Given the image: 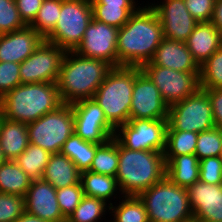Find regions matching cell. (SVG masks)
<instances>
[{
  "instance_id": "18",
  "label": "cell",
  "mask_w": 222,
  "mask_h": 222,
  "mask_svg": "<svg viewBox=\"0 0 222 222\" xmlns=\"http://www.w3.org/2000/svg\"><path fill=\"white\" fill-rule=\"evenodd\" d=\"M25 211L50 222H66L63 217L56 189L42 179L33 180L24 196Z\"/></svg>"
},
{
  "instance_id": "23",
  "label": "cell",
  "mask_w": 222,
  "mask_h": 222,
  "mask_svg": "<svg viewBox=\"0 0 222 222\" xmlns=\"http://www.w3.org/2000/svg\"><path fill=\"white\" fill-rule=\"evenodd\" d=\"M81 172L66 155L51 154L43 172L42 180L49 182L55 189L68 187L80 182Z\"/></svg>"
},
{
  "instance_id": "36",
  "label": "cell",
  "mask_w": 222,
  "mask_h": 222,
  "mask_svg": "<svg viewBox=\"0 0 222 222\" xmlns=\"http://www.w3.org/2000/svg\"><path fill=\"white\" fill-rule=\"evenodd\" d=\"M222 152V130L217 127L199 132L195 155L199 160L220 156Z\"/></svg>"
},
{
  "instance_id": "17",
  "label": "cell",
  "mask_w": 222,
  "mask_h": 222,
  "mask_svg": "<svg viewBox=\"0 0 222 222\" xmlns=\"http://www.w3.org/2000/svg\"><path fill=\"white\" fill-rule=\"evenodd\" d=\"M193 218L200 222H222V184L201 180L187 188Z\"/></svg>"
},
{
  "instance_id": "32",
  "label": "cell",
  "mask_w": 222,
  "mask_h": 222,
  "mask_svg": "<svg viewBox=\"0 0 222 222\" xmlns=\"http://www.w3.org/2000/svg\"><path fill=\"white\" fill-rule=\"evenodd\" d=\"M198 133L182 130H167L164 156L194 154Z\"/></svg>"
},
{
  "instance_id": "5",
  "label": "cell",
  "mask_w": 222,
  "mask_h": 222,
  "mask_svg": "<svg viewBox=\"0 0 222 222\" xmlns=\"http://www.w3.org/2000/svg\"><path fill=\"white\" fill-rule=\"evenodd\" d=\"M134 80L135 67H113L93 96L115 129L130 120Z\"/></svg>"
},
{
  "instance_id": "7",
  "label": "cell",
  "mask_w": 222,
  "mask_h": 222,
  "mask_svg": "<svg viewBox=\"0 0 222 222\" xmlns=\"http://www.w3.org/2000/svg\"><path fill=\"white\" fill-rule=\"evenodd\" d=\"M92 18L91 0H61L58 21L44 39L66 51H74Z\"/></svg>"
},
{
  "instance_id": "9",
  "label": "cell",
  "mask_w": 222,
  "mask_h": 222,
  "mask_svg": "<svg viewBox=\"0 0 222 222\" xmlns=\"http://www.w3.org/2000/svg\"><path fill=\"white\" fill-rule=\"evenodd\" d=\"M167 130L203 132L215 127L207 93L199 88L194 94L168 108Z\"/></svg>"
},
{
  "instance_id": "44",
  "label": "cell",
  "mask_w": 222,
  "mask_h": 222,
  "mask_svg": "<svg viewBox=\"0 0 222 222\" xmlns=\"http://www.w3.org/2000/svg\"><path fill=\"white\" fill-rule=\"evenodd\" d=\"M203 90L211 102L215 127L222 130V88Z\"/></svg>"
},
{
  "instance_id": "46",
  "label": "cell",
  "mask_w": 222,
  "mask_h": 222,
  "mask_svg": "<svg viewBox=\"0 0 222 222\" xmlns=\"http://www.w3.org/2000/svg\"><path fill=\"white\" fill-rule=\"evenodd\" d=\"M14 222H50L37 217L36 215L30 214L27 211L18 217Z\"/></svg>"
},
{
  "instance_id": "3",
  "label": "cell",
  "mask_w": 222,
  "mask_h": 222,
  "mask_svg": "<svg viewBox=\"0 0 222 222\" xmlns=\"http://www.w3.org/2000/svg\"><path fill=\"white\" fill-rule=\"evenodd\" d=\"M118 156V171L115 177L123 196H138L165 177L163 152L131 150L118 142Z\"/></svg>"
},
{
  "instance_id": "1",
  "label": "cell",
  "mask_w": 222,
  "mask_h": 222,
  "mask_svg": "<svg viewBox=\"0 0 222 222\" xmlns=\"http://www.w3.org/2000/svg\"><path fill=\"white\" fill-rule=\"evenodd\" d=\"M164 39L161 22L150 4L139 7L118 30V67H141L152 60Z\"/></svg>"
},
{
  "instance_id": "19",
  "label": "cell",
  "mask_w": 222,
  "mask_h": 222,
  "mask_svg": "<svg viewBox=\"0 0 222 222\" xmlns=\"http://www.w3.org/2000/svg\"><path fill=\"white\" fill-rule=\"evenodd\" d=\"M45 39L32 27L0 34V62L22 63Z\"/></svg>"
},
{
  "instance_id": "45",
  "label": "cell",
  "mask_w": 222,
  "mask_h": 222,
  "mask_svg": "<svg viewBox=\"0 0 222 222\" xmlns=\"http://www.w3.org/2000/svg\"><path fill=\"white\" fill-rule=\"evenodd\" d=\"M211 22L222 35V0L215 1Z\"/></svg>"
},
{
  "instance_id": "41",
  "label": "cell",
  "mask_w": 222,
  "mask_h": 222,
  "mask_svg": "<svg viewBox=\"0 0 222 222\" xmlns=\"http://www.w3.org/2000/svg\"><path fill=\"white\" fill-rule=\"evenodd\" d=\"M20 63L0 62V99L21 84Z\"/></svg>"
},
{
  "instance_id": "4",
  "label": "cell",
  "mask_w": 222,
  "mask_h": 222,
  "mask_svg": "<svg viewBox=\"0 0 222 222\" xmlns=\"http://www.w3.org/2000/svg\"><path fill=\"white\" fill-rule=\"evenodd\" d=\"M0 104L5 118L30 123L58 109L63 102L57 83L43 82L18 85L0 99Z\"/></svg>"
},
{
  "instance_id": "10",
  "label": "cell",
  "mask_w": 222,
  "mask_h": 222,
  "mask_svg": "<svg viewBox=\"0 0 222 222\" xmlns=\"http://www.w3.org/2000/svg\"><path fill=\"white\" fill-rule=\"evenodd\" d=\"M167 127V119H130L116 129L114 138L131 150L164 153Z\"/></svg>"
},
{
  "instance_id": "11",
  "label": "cell",
  "mask_w": 222,
  "mask_h": 222,
  "mask_svg": "<svg viewBox=\"0 0 222 222\" xmlns=\"http://www.w3.org/2000/svg\"><path fill=\"white\" fill-rule=\"evenodd\" d=\"M67 51L47 41L20 63L21 84L57 83L62 61Z\"/></svg>"
},
{
  "instance_id": "20",
  "label": "cell",
  "mask_w": 222,
  "mask_h": 222,
  "mask_svg": "<svg viewBox=\"0 0 222 222\" xmlns=\"http://www.w3.org/2000/svg\"><path fill=\"white\" fill-rule=\"evenodd\" d=\"M144 65H157L181 72H200L185 42L164 38L152 58Z\"/></svg>"
},
{
  "instance_id": "28",
  "label": "cell",
  "mask_w": 222,
  "mask_h": 222,
  "mask_svg": "<svg viewBox=\"0 0 222 222\" xmlns=\"http://www.w3.org/2000/svg\"><path fill=\"white\" fill-rule=\"evenodd\" d=\"M100 145L101 144L84 141L73 133L63 144L60 153L66 155L73 161L77 169L83 172L90 169L96 149Z\"/></svg>"
},
{
  "instance_id": "37",
  "label": "cell",
  "mask_w": 222,
  "mask_h": 222,
  "mask_svg": "<svg viewBox=\"0 0 222 222\" xmlns=\"http://www.w3.org/2000/svg\"><path fill=\"white\" fill-rule=\"evenodd\" d=\"M26 26L19 15L15 0H0V34L18 31Z\"/></svg>"
},
{
  "instance_id": "34",
  "label": "cell",
  "mask_w": 222,
  "mask_h": 222,
  "mask_svg": "<svg viewBox=\"0 0 222 222\" xmlns=\"http://www.w3.org/2000/svg\"><path fill=\"white\" fill-rule=\"evenodd\" d=\"M199 86L201 89L222 88V46L200 66Z\"/></svg>"
},
{
  "instance_id": "16",
  "label": "cell",
  "mask_w": 222,
  "mask_h": 222,
  "mask_svg": "<svg viewBox=\"0 0 222 222\" xmlns=\"http://www.w3.org/2000/svg\"><path fill=\"white\" fill-rule=\"evenodd\" d=\"M150 4L161 22L164 38L186 42L198 21L189 13L184 0H164L160 4Z\"/></svg>"
},
{
  "instance_id": "29",
  "label": "cell",
  "mask_w": 222,
  "mask_h": 222,
  "mask_svg": "<svg viewBox=\"0 0 222 222\" xmlns=\"http://www.w3.org/2000/svg\"><path fill=\"white\" fill-rule=\"evenodd\" d=\"M51 153L41 147L29 143L27 148L14 161L33 181L42 179Z\"/></svg>"
},
{
  "instance_id": "48",
  "label": "cell",
  "mask_w": 222,
  "mask_h": 222,
  "mask_svg": "<svg viewBox=\"0 0 222 222\" xmlns=\"http://www.w3.org/2000/svg\"><path fill=\"white\" fill-rule=\"evenodd\" d=\"M3 119H4V113H3L2 106L0 104V125H1V122H2Z\"/></svg>"
},
{
  "instance_id": "47",
  "label": "cell",
  "mask_w": 222,
  "mask_h": 222,
  "mask_svg": "<svg viewBox=\"0 0 222 222\" xmlns=\"http://www.w3.org/2000/svg\"><path fill=\"white\" fill-rule=\"evenodd\" d=\"M7 159L4 157L2 149H1V145H0V165L5 162Z\"/></svg>"
},
{
  "instance_id": "13",
  "label": "cell",
  "mask_w": 222,
  "mask_h": 222,
  "mask_svg": "<svg viewBox=\"0 0 222 222\" xmlns=\"http://www.w3.org/2000/svg\"><path fill=\"white\" fill-rule=\"evenodd\" d=\"M71 106L74 133L82 140L104 144L115 136L116 129L107 121L103 109L94 99H83Z\"/></svg>"
},
{
  "instance_id": "21",
  "label": "cell",
  "mask_w": 222,
  "mask_h": 222,
  "mask_svg": "<svg viewBox=\"0 0 222 222\" xmlns=\"http://www.w3.org/2000/svg\"><path fill=\"white\" fill-rule=\"evenodd\" d=\"M185 43L200 67L222 46V35L211 21L198 22Z\"/></svg>"
},
{
  "instance_id": "25",
  "label": "cell",
  "mask_w": 222,
  "mask_h": 222,
  "mask_svg": "<svg viewBox=\"0 0 222 222\" xmlns=\"http://www.w3.org/2000/svg\"><path fill=\"white\" fill-rule=\"evenodd\" d=\"M27 123L4 117L0 125V145L7 160L16 159L28 146Z\"/></svg>"
},
{
  "instance_id": "8",
  "label": "cell",
  "mask_w": 222,
  "mask_h": 222,
  "mask_svg": "<svg viewBox=\"0 0 222 222\" xmlns=\"http://www.w3.org/2000/svg\"><path fill=\"white\" fill-rule=\"evenodd\" d=\"M27 131L30 143L51 154L60 153L65 141L74 133L71 104H63L38 120L27 123Z\"/></svg>"
},
{
  "instance_id": "27",
  "label": "cell",
  "mask_w": 222,
  "mask_h": 222,
  "mask_svg": "<svg viewBox=\"0 0 222 222\" xmlns=\"http://www.w3.org/2000/svg\"><path fill=\"white\" fill-rule=\"evenodd\" d=\"M32 180L14 160L0 165V192L24 197Z\"/></svg>"
},
{
  "instance_id": "2",
  "label": "cell",
  "mask_w": 222,
  "mask_h": 222,
  "mask_svg": "<svg viewBox=\"0 0 222 222\" xmlns=\"http://www.w3.org/2000/svg\"><path fill=\"white\" fill-rule=\"evenodd\" d=\"M113 67L104 60L67 51L62 61L57 87L63 104L93 99L96 90Z\"/></svg>"
},
{
  "instance_id": "49",
  "label": "cell",
  "mask_w": 222,
  "mask_h": 222,
  "mask_svg": "<svg viewBox=\"0 0 222 222\" xmlns=\"http://www.w3.org/2000/svg\"><path fill=\"white\" fill-rule=\"evenodd\" d=\"M185 222H199L197 219L192 218L191 220L185 221Z\"/></svg>"
},
{
  "instance_id": "24",
  "label": "cell",
  "mask_w": 222,
  "mask_h": 222,
  "mask_svg": "<svg viewBox=\"0 0 222 222\" xmlns=\"http://www.w3.org/2000/svg\"><path fill=\"white\" fill-rule=\"evenodd\" d=\"M165 176L175 185L188 188L199 180V159L195 154L164 156Z\"/></svg>"
},
{
  "instance_id": "22",
  "label": "cell",
  "mask_w": 222,
  "mask_h": 222,
  "mask_svg": "<svg viewBox=\"0 0 222 222\" xmlns=\"http://www.w3.org/2000/svg\"><path fill=\"white\" fill-rule=\"evenodd\" d=\"M135 0H91L93 19L120 29L140 6Z\"/></svg>"
},
{
  "instance_id": "35",
  "label": "cell",
  "mask_w": 222,
  "mask_h": 222,
  "mask_svg": "<svg viewBox=\"0 0 222 222\" xmlns=\"http://www.w3.org/2000/svg\"><path fill=\"white\" fill-rule=\"evenodd\" d=\"M61 11V0H43L34 21L29 25L43 38L55 27Z\"/></svg>"
},
{
  "instance_id": "12",
  "label": "cell",
  "mask_w": 222,
  "mask_h": 222,
  "mask_svg": "<svg viewBox=\"0 0 222 222\" xmlns=\"http://www.w3.org/2000/svg\"><path fill=\"white\" fill-rule=\"evenodd\" d=\"M140 69L156 85L168 106L184 100L200 88V72H181L157 65H142Z\"/></svg>"
},
{
  "instance_id": "39",
  "label": "cell",
  "mask_w": 222,
  "mask_h": 222,
  "mask_svg": "<svg viewBox=\"0 0 222 222\" xmlns=\"http://www.w3.org/2000/svg\"><path fill=\"white\" fill-rule=\"evenodd\" d=\"M24 211V197L0 192V222H14Z\"/></svg>"
},
{
  "instance_id": "42",
  "label": "cell",
  "mask_w": 222,
  "mask_h": 222,
  "mask_svg": "<svg viewBox=\"0 0 222 222\" xmlns=\"http://www.w3.org/2000/svg\"><path fill=\"white\" fill-rule=\"evenodd\" d=\"M216 0H184V3L198 22H210L212 19Z\"/></svg>"
},
{
  "instance_id": "6",
  "label": "cell",
  "mask_w": 222,
  "mask_h": 222,
  "mask_svg": "<svg viewBox=\"0 0 222 222\" xmlns=\"http://www.w3.org/2000/svg\"><path fill=\"white\" fill-rule=\"evenodd\" d=\"M149 222H185L193 218L188 192L166 176L138 195Z\"/></svg>"
},
{
  "instance_id": "40",
  "label": "cell",
  "mask_w": 222,
  "mask_h": 222,
  "mask_svg": "<svg viewBox=\"0 0 222 222\" xmlns=\"http://www.w3.org/2000/svg\"><path fill=\"white\" fill-rule=\"evenodd\" d=\"M199 180L207 184H222V159L207 157L199 161Z\"/></svg>"
},
{
  "instance_id": "43",
  "label": "cell",
  "mask_w": 222,
  "mask_h": 222,
  "mask_svg": "<svg viewBox=\"0 0 222 222\" xmlns=\"http://www.w3.org/2000/svg\"><path fill=\"white\" fill-rule=\"evenodd\" d=\"M42 2L43 0H15L19 15L27 26L36 18Z\"/></svg>"
},
{
  "instance_id": "14",
  "label": "cell",
  "mask_w": 222,
  "mask_h": 222,
  "mask_svg": "<svg viewBox=\"0 0 222 222\" xmlns=\"http://www.w3.org/2000/svg\"><path fill=\"white\" fill-rule=\"evenodd\" d=\"M118 30L92 18L81 43L74 51L81 56L104 60L112 67H118Z\"/></svg>"
},
{
  "instance_id": "38",
  "label": "cell",
  "mask_w": 222,
  "mask_h": 222,
  "mask_svg": "<svg viewBox=\"0 0 222 222\" xmlns=\"http://www.w3.org/2000/svg\"><path fill=\"white\" fill-rule=\"evenodd\" d=\"M83 196L84 192L80 182L75 185L56 189L58 205L63 217L66 220L79 205Z\"/></svg>"
},
{
  "instance_id": "26",
  "label": "cell",
  "mask_w": 222,
  "mask_h": 222,
  "mask_svg": "<svg viewBox=\"0 0 222 222\" xmlns=\"http://www.w3.org/2000/svg\"><path fill=\"white\" fill-rule=\"evenodd\" d=\"M80 183L84 195L102 199L109 205L112 204L109 199H113L114 195H117L116 193H121L116 177L89 170L81 172Z\"/></svg>"
},
{
  "instance_id": "31",
  "label": "cell",
  "mask_w": 222,
  "mask_h": 222,
  "mask_svg": "<svg viewBox=\"0 0 222 222\" xmlns=\"http://www.w3.org/2000/svg\"><path fill=\"white\" fill-rule=\"evenodd\" d=\"M122 197L118 205L112 203L109 207L108 212L114 213L111 222H149L147 211L138 196Z\"/></svg>"
},
{
  "instance_id": "33",
  "label": "cell",
  "mask_w": 222,
  "mask_h": 222,
  "mask_svg": "<svg viewBox=\"0 0 222 222\" xmlns=\"http://www.w3.org/2000/svg\"><path fill=\"white\" fill-rule=\"evenodd\" d=\"M110 205L104 200L84 195L66 222H98Z\"/></svg>"
},
{
  "instance_id": "15",
  "label": "cell",
  "mask_w": 222,
  "mask_h": 222,
  "mask_svg": "<svg viewBox=\"0 0 222 222\" xmlns=\"http://www.w3.org/2000/svg\"><path fill=\"white\" fill-rule=\"evenodd\" d=\"M168 108L156 85L140 67H135L130 119H167Z\"/></svg>"
},
{
  "instance_id": "30",
  "label": "cell",
  "mask_w": 222,
  "mask_h": 222,
  "mask_svg": "<svg viewBox=\"0 0 222 222\" xmlns=\"http://www.w3.org/2000/svg\"><path fill=\"white\" fill-rule=\"evenodd\" d=\"M118 161V141L113 137L96 149L89 171L115 177Z\"/></svg>"
}]
</instances>
